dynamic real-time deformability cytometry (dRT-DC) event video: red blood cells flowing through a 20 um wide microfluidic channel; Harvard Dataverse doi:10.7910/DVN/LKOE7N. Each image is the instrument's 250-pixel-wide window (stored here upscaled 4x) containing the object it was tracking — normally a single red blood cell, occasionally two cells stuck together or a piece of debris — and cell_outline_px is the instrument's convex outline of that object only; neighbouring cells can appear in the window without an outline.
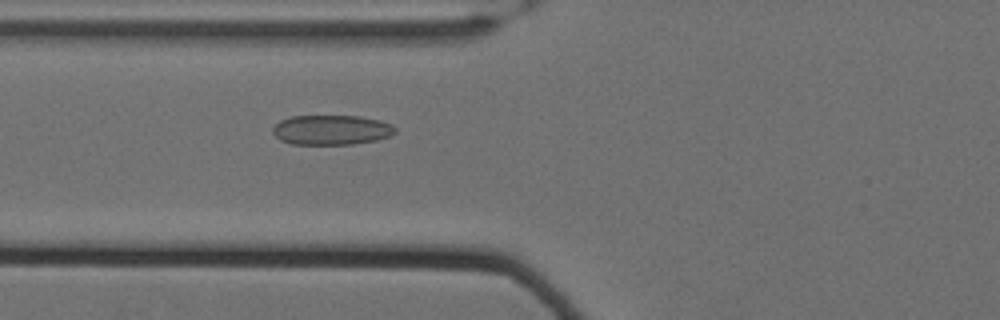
{"species": "Egyptian fruit bat (a non-hibernating species)", "species_latin": "Rousettus aegyptiacus", "temperature_condition": "cold", "stored_images_in_passage": 43, "camera_frame_rate_fps": 3000, "um_per_image_px": 0.085, "animal": {"sex": "female"}, "frame": {"image": 1, "passage_image": 8, "time_ms": 2.333, "image_size_px": [1000, 320], "cell_outline_px": [[396, 132], [388, 136], [376, 140], [352, 144], [292, 144], [280, 140], [272, 132], [272, 128], [280, 120], [292, 116], [360, 116], [380, 120], [392, 124], [396, 128]], "centroid_in_image_um": [28.17, 11.04], "position_along_channel_um": 97.6, "area_um2": 21.27}}
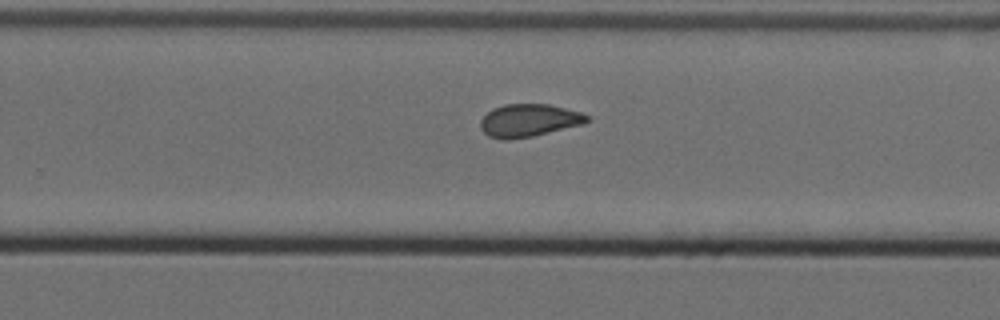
{"frame": {"image": 2, "passage_image": 24, "time_ms": 7.667, "image_size_px": [1000, 320], "cell_outline_px": [[588, 120], [584, 124], [532, 136], [508, 140], [504, 140], [488, 136], [480, 128], [480, 120], [492, 108], [504, 104], [548, 104], [580, 112], [588, 116]], "centroid_in_image_um": [44.92, 10.24], "position_along_channel_um": 284.9, "area_um2": 20.23}}
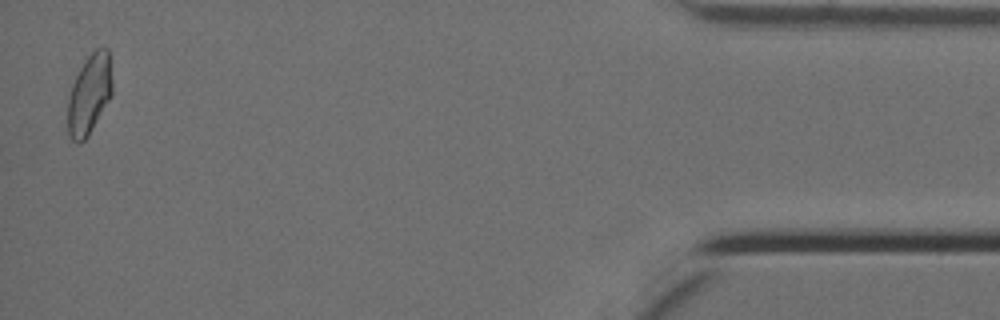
{"frame": {"image": 3, "passage_image": 42, "time_ms": 13.667, "image_size_px": [1000, 320], "cell_outline_px": [[112, 96], [88, 136], [80, 144], [72, 140], [68, 132], [68, 96], [72, 84], [80, 68], [88, 56], [96, 48], [108, 48], [112, 80]], "centroid_in_image_um": [7.6, 8.03], "position_along_channel_um": 427.6, "area_um2": 20.75}, "authors_computed_cell_mechanics": {"area_um2": 20.23, "velocity_mm_per_s": 3.4951, "shape_relaxation_time_tau1_ms": 7.7595, "shape_relaxation_time_tau2_ms": 1.6708, "deformation_change_tau1": 0.1481, "deformation_change_tau2": 0.0802}}